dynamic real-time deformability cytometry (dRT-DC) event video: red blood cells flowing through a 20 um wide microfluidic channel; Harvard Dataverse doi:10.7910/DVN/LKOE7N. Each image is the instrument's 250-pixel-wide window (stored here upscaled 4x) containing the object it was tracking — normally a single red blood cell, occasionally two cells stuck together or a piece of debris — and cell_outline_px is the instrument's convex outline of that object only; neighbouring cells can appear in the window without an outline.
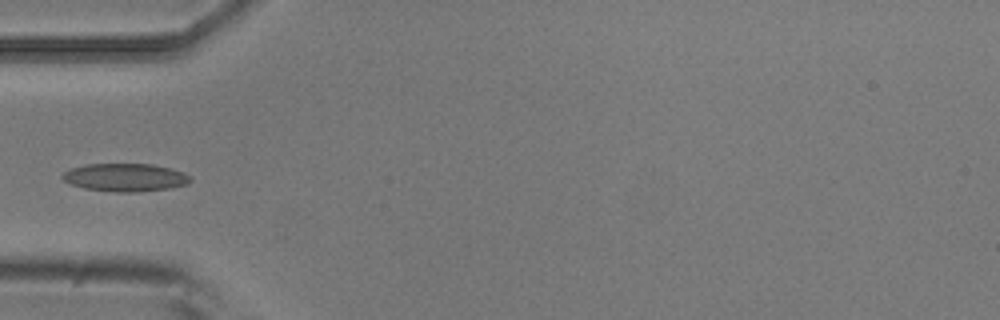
{"species": "common noctule bat (a hibernating species)", "species_latin": "Nyctalus noctula", "temperature_condition": "room temperature", "stored_images_in_passage": 7, "camera_frame_rate_fps": 3000, "um_per_image_px": 0.085, "animal": {"sex": "male", "body_mass_g": 20.5, "forearm_length_mm": 52.5}, "frame": {"image": 1, "passage_image": 6, "time_ms": 1.667, "image_size_px": [1000, 320], "cell_outline_px": [[192, 180], [188, 184], [168, 188], [140, 192], [116, 192], [84, 188], [68, 184], [60, 176], [64, 172], [72, 168], [88, 164], [152, 164], [184, 172], [192, 176]], "centroid_in_image_um": [10.65, 15.09], "position_along_channel_um": 74.3, "area_um2": 20.92}}
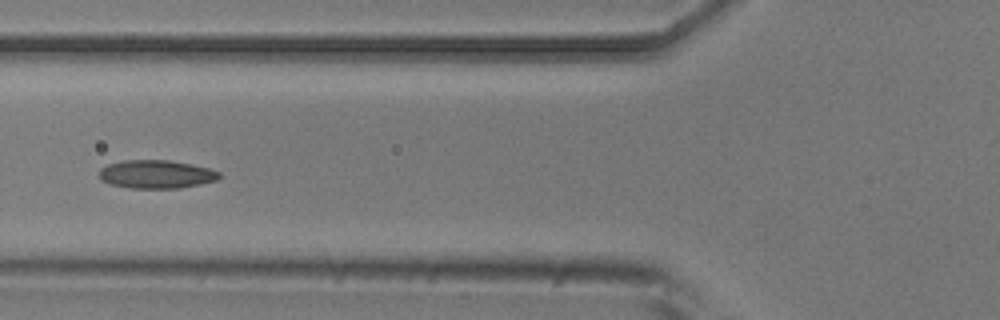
{"frame": {"image": 2, "passage_image": 7, "time_ms": 2.0, "image_size_px": [1000, 320], "cell_outline_px": [[220, 176], [216, 180], [200, 184], [180, 188], [132, 188], [112, 184], [100, 180], [100, 168], [108, 164], [124, 160], [168, 160], [192, 164], [208, 168], [220, 172]], "centroid_in_image_um": [13.28, 14.8], "position_along_channel_um": 112.5, "area_um2": 19.71}}